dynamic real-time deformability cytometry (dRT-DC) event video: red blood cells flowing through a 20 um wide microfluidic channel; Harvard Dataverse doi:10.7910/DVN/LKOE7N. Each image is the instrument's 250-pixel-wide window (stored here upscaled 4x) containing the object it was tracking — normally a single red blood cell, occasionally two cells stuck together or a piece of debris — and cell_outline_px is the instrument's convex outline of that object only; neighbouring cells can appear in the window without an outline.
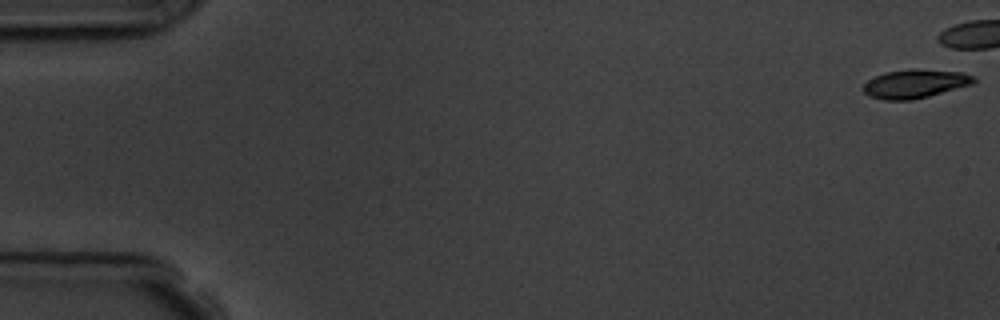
{"species": "common noctule bat (a hibernating species)", "species_latin": "Nyctalus noctula", "temperature_condition": "room temperature", "stored_images_in_passage": 16, "camera_frame_rate_fps": 3000, "um_per_image_px": 0.085, "animal": {"sex": "male", "body_mass_g": 19.5, "forearm_length_mm": 54.6}, "frame": {"image": 1, "passage_image": 1, "time_ms": 0.0, "image_size_px": [1000, 320], "cell_outline_px": [[976, 84], [912, 100], [884, 100], [872, 96], [864, 92], [864, 84], [868, 80], [876, 76], [888, 72], [916, 68], [964, 72], [976, 76]], "centroid_in_image_um": [77.88, 7.11], "position_along_channel_um": 7.1, "area_um2": 18.55}}
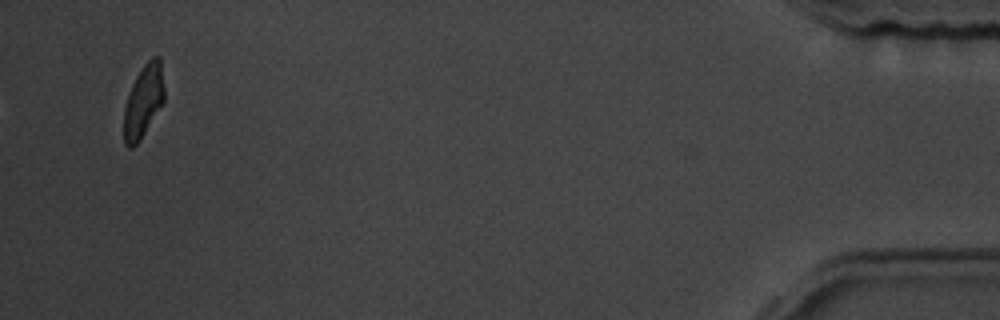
{"frame": {"image": 2, "passage_image": 16, "time_ms": 19.0, "image_size_px": [1000, 320], "cell_outline_px": [[164, 100], [140, 140], [132, 148], [128, 148], [124, 144], [124, 108], [132, 84], [140, 68], [152, 56], [160, 56], [164, 88]], "centroid_in_image_um": [12.19, 8.58], "position_along_channel_um": 423.0, "area_um2": 16.99}, "authors_computed_cell_mechanics": {"area_um2": 19.1607, "velocity_mm_per_s": 3.6319, "shape_relaxation_time_tau1_ms": 8.3306, "shape_relaxation_time_tau2_ms": 4.8511, "deformation_change_tau1": 0.1992, "deformation_change_tau2": 0.1134}}